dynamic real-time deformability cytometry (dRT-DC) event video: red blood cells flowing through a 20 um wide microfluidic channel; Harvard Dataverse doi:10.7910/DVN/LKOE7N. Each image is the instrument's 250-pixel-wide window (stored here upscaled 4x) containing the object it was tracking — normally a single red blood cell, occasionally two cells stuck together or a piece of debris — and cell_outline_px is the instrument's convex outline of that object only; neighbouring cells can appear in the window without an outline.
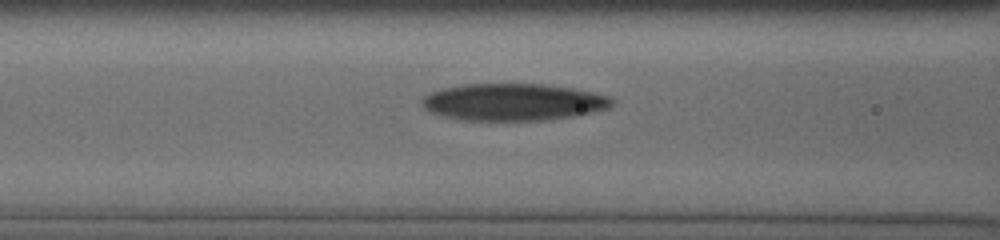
{"species": "human", "species_latin": "Homo sapiens", "temperature_condition": "cold", "stored_images_in_passage": 24, "camera_frame_rate_fps": 3000, "um_per_image_px": 0.085, "donor": {"sex": "male"}, "frame": {"image": 1, "passage_image": 12, "time_ms": 4.333, "image_size_px": [1000, 240], "cell_outline_px": [[612, 104], [608, 108], [572, 116], [548, 120], [464, 120], [444, 116], [432, 112], [424, 108], [420, 104], [420, 100], [428, 92], [444, 88], [464, 84], [544, 84], [572, 88], [592, 92], [608, 96], [612, 100]], "centroid_in_image_um": [43.57, 8.67], "position_along_channel_um": 123.0, "area_um2": 40.81}}
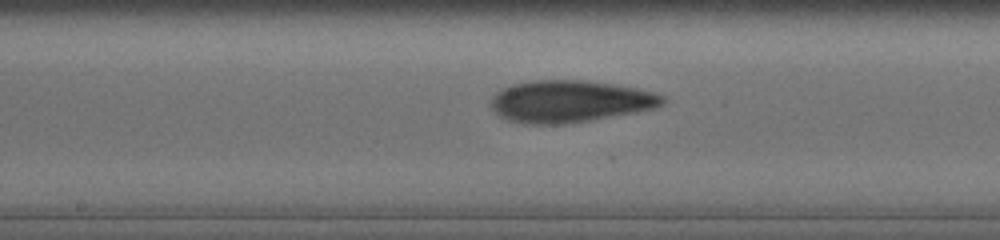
{"frame": {"image": 2, "passage_image": 18, "time_ms": 6.333, "image_size_px": [1000, 240], "cell_outline_px": [[668, 100], [664, 104], [656, 108], [636, 112], [564, 124], [524, 124], [508, 120], [500, 116], [492, 108], [492, 96], [496, 92], [512, 84], [532, 80], [584, 80], [612, 84], [636, 88], [652, 92], [664, 96]], "centroid_in_image_um": [48.45, 8.61], "position_along_channel_um": 199.7, "area_um2": 41.91}}
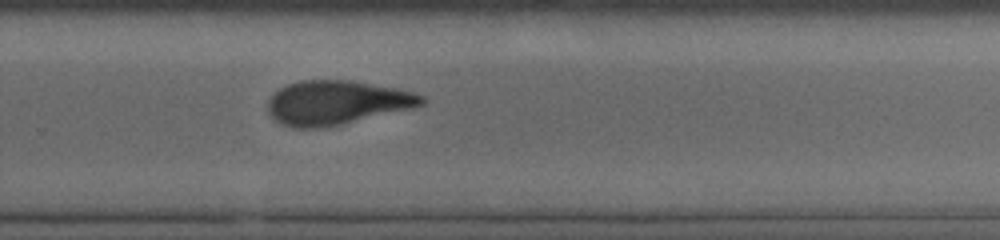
{"frame": {"image": 3, "passage_image": 24, "time_ms": 9.0, "image_size_px": [1000, 240], "cell_outline_px": [[424, 104], [412, 108], [320, 128], [292, 128], [280, 124], [268, 112], [268, 100], [280, 88], [288, 84], [300, 80], [352, 80], [400, 88], [416, 92], [424, 96]], "centroid_in_image_um": [28.63, 8.7], "position_along_channel_um": 301.2, "area_um2": 39.42}}